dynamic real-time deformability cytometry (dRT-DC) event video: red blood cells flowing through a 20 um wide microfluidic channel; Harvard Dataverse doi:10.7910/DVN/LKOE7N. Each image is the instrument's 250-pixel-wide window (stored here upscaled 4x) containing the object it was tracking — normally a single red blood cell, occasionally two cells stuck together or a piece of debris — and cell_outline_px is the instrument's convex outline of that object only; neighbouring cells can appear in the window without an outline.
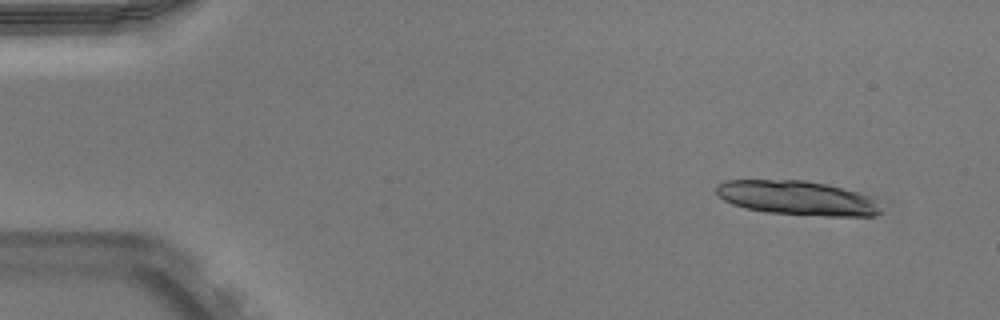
{"species": "Egyptian fruit bat (a non-hibernating species)", "species_latin": "Rousettus aegyptiacus", "temperature_condition": "warm", "stored_images_in_passage": 35, "camera_frame_rate_fps": 3000, "um_per_image_px": 0.085, "animal": {"sex": "male"}, "frame": {"image": 1, "passage_image": 1, "time_ms": 0.0, "image_size_px": [1000, 320], "cell_outline_px": [[880, 212], [876, 216], [828, 216], [768, 212], [744, 208], [732, 204], [724, 200], [716, 192], [716, 184], [724, 180], [804, 180], [824, 184], [856, 192], [868, 196], [880, 208]], "centroid_in_image_um": [67.69, 16.82], "position_along_channel_um": 17.3, "area_um2": 32.48}}
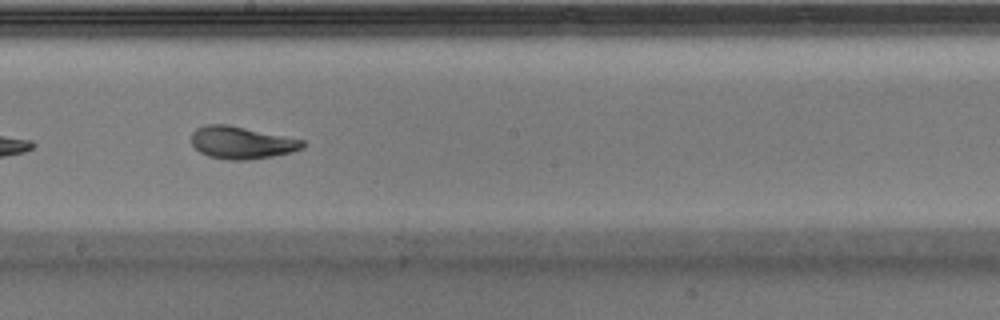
{"frame": {"image": 2, "passage_image": 26, "time_ms": 8.333, "image_size_px": [1000, 320], "cell_outline_px": [[304, 148], [292, 152], [272, 156], [248, 160], [228, 160], [208, 156], [200, 152], [192, 144], [192, 132], [196, 128], [204, 124], [228, 124], [304, 140]], "centroid_in_image_um": [20.52, 12.12], "position_along_channel_um": 227.7, "area_um2": 21.04}}